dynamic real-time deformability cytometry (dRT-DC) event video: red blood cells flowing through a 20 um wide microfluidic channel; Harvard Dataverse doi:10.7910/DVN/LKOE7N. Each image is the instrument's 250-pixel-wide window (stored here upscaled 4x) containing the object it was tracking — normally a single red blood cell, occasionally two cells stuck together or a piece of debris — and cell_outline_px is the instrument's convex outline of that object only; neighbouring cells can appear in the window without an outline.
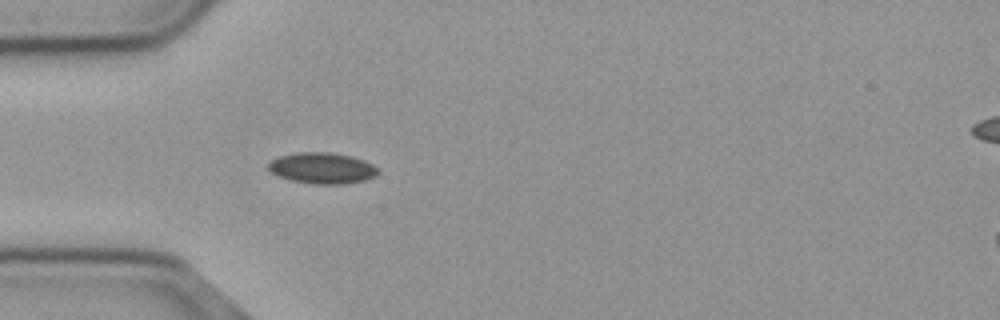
{"species": "common noctule bat (a hibernating species)", "species_latin": "Nyctalus noctula", "temperature_condition": "cold", "stored_images_in_passage": 8, "camera_frame_rate_fps": 3000, "um_per_image_px": 0.085, "animal": {"sex": "male", "body_mass_g": 23.1, "forearm_length_mm": 52.7}, "frame": {"image": 1, "passage_image": 1, "time_ms": 0.0, "image_size_px": [1000, 320], "cell_outline_px": [[380, 172], [376, 176], [364, 180], [344, 184], [312, 184], [292, 180], [280, 176], [272, 172], [268, 168], [268, 164], [272, 160], [280, 156], [300, 152], [328, 152], [352, 156], [364, 160], [380, 168]], "centroid_in_image_um": [27.45, 14.29], "position_along_channel_um": 57.6, "area_um2": 19.83}}
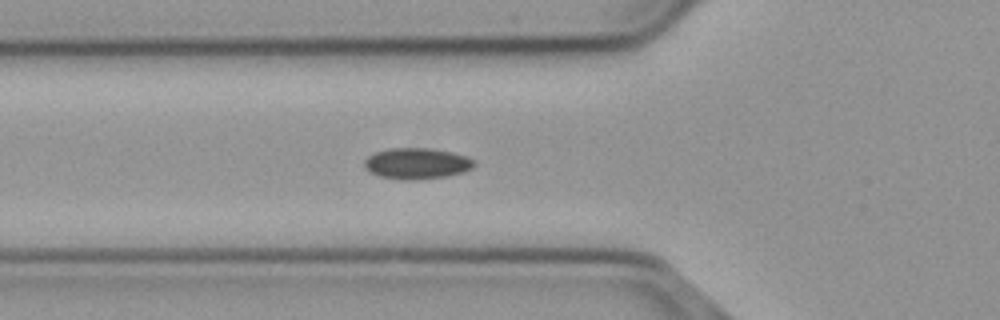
{"frame": {"image": 2, "passage_image": 4, "time_ms": 1.0, "image_size_px": [1000, 320], "cell_outline_px": [[476, 164], [472, 168], [464, 172], [444, 176], [416, 180], [400, 180], [380, 176], [368, 172], [364, 168], [364, 160], [368, 156], [376, 152], [388, 148], [428, 148], [452, 152], [468, 156], [476, 160]], "centroid_in_image_um": [35.43, 13.9], "position_along_channel_um": 90.4, "area_um2": 20.11}}